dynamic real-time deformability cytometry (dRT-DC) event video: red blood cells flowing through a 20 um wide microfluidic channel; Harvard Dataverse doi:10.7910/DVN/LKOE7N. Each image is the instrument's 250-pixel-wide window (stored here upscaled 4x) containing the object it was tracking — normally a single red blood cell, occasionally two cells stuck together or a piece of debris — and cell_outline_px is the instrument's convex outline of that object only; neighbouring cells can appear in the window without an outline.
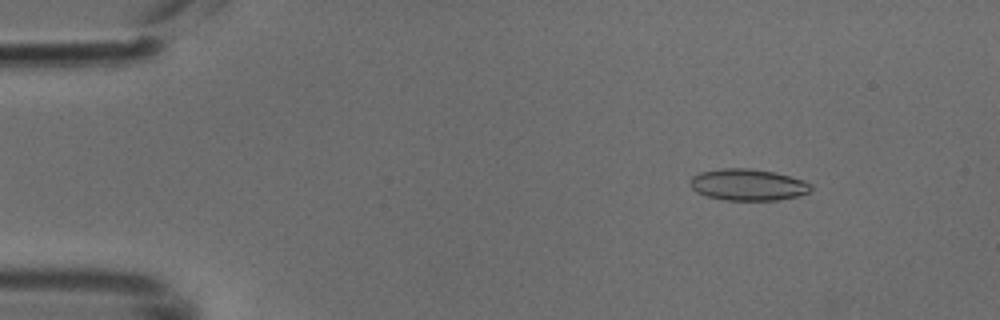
{"species": "common noctule bat (a hibernating species)", "species_latin": "Nyctalus noctula", "temperature_condition": "cold", "stored_images_in_passage": 49, "camera_frame_rate_fps": 3000, "um_per_image_px": 0.085, "animal": {"sex": "male", "body_mass_g": 18.8}, "frame": {"image": 1, "passage_image": 6, "time_ms": 1.667, "image_size_px": [1000, 320], "cell_outline_px": [[812, 188], [808, 192], [796, 196], [776, 200], [724, 200], [708, 196], [696, 192], [688, 184], [692, 176], [700, 172], [720, 168], [748, 168], [772, 172], [804, 180], [812, 184]], "centroid_in_image_um": [63.53, 15.7], "position_along_channel_um": 21.5, "area_um2": 22.14}}
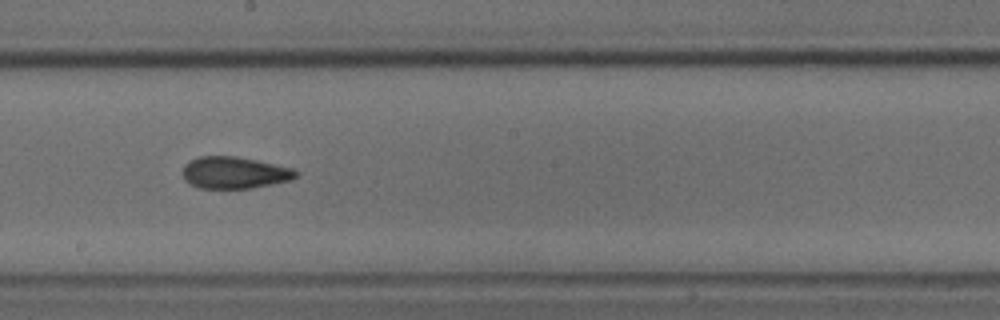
{"frame": {"image": 2, "passage_image": 27, "time_ms": 8.667, "image_size_px": [1000, 320], "cell_outline_px": [[300, 172], [292, 180], [252, 188], [200, 188], [184, 180], [180, 172], [184, 164], [188, 160], [200, 156], [236, 156], [296, 168]], "centroid_in_image_um": [19.93, 14.66], "position_along_channel_um": 228.3, "area_um2": 21.39}}
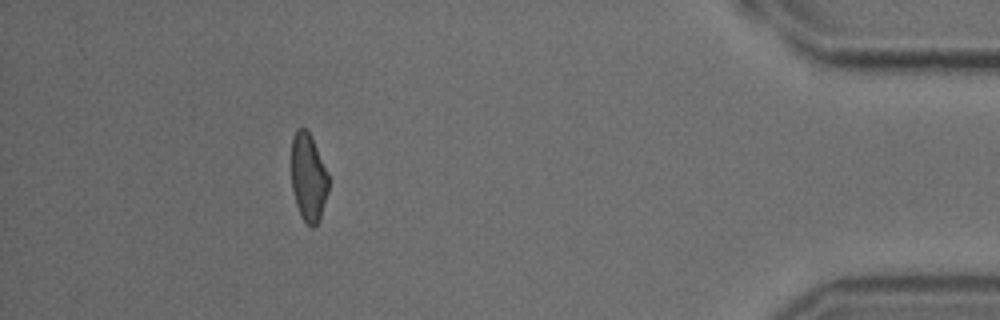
{"frame": {"image": 3, "passage_image": 44, "time_ms": 14.333, "image_size_px": [1000, 320], "cell_outline_px": [[328, 192], [320, 220], [312, 228], [300, 216], [296, 204], [292, 188], [292, 140], [296, 128], [304, 128], [308, 132], [328, 172]], "centroid_in_image_um": [26.21, 15.12], "position_along_channel_um": 409.0, "area_um2": 18.84}}